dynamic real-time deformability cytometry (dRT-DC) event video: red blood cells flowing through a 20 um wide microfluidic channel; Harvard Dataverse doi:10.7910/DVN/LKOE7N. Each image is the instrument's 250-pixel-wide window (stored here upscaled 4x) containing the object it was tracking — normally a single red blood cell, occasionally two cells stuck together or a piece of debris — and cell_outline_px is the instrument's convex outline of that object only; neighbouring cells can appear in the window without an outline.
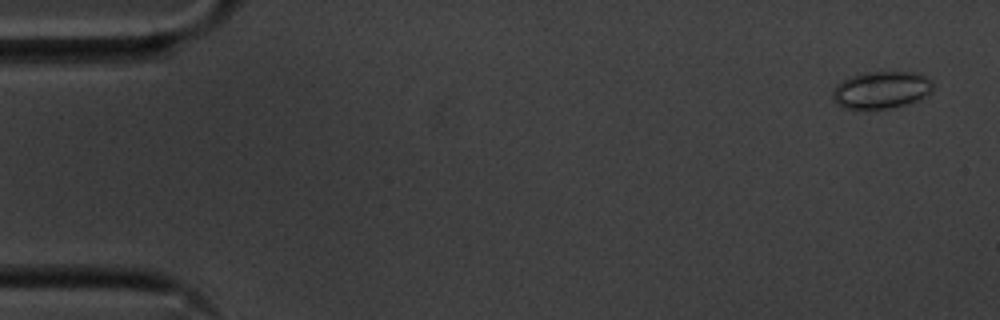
{"species": "common noctule bat (a hibernating species)", "species_latin": "Nyctalus noctula", "temperature_condition": "cold", "stored_images_in_passage": 56, "camera_frame_rate_fps": 3000, "um_per_image_px": 0.085, "animal": {"sex": "male", "body_mass_g": 20.1, "forearm_length_mm": 53.5}, "frame": {"image": 1, "passage_image": 3, "time_ms": 0.667, "image_size_px": [1000, 320], "cell_outline_px": [[932, 92], [916, 100], [896, 108], [844, 108], [836, 104], [832, 100], [832, 92], [836, 84], [860, 72], [920, 72], [932, 80]], "centroid_in_image_um": [74.91, 7.63], "position_along_channel_um": 10.1, "area_um2": 21.91}}
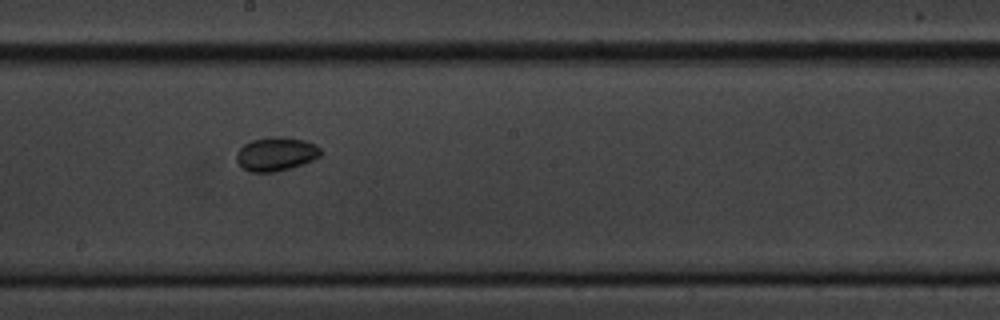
{"frame": {"image": 2, "passage_image": 31, "time_ms": 10.0, "image_size_px": [1000, 320], "cell_outline_px": [[324, 152], [320, 156], [312, 160], [276, 172], [252, 172], [244, 168], [236, 160], [236, 152], [244, 144], [252, 140], [272, 136], [284, 136], [304, 140], [316, 144]], "centroid_in_image_um": [23.48, 13.07], "position_along_channel_um": 224.7, "area_um2": 16.59}}
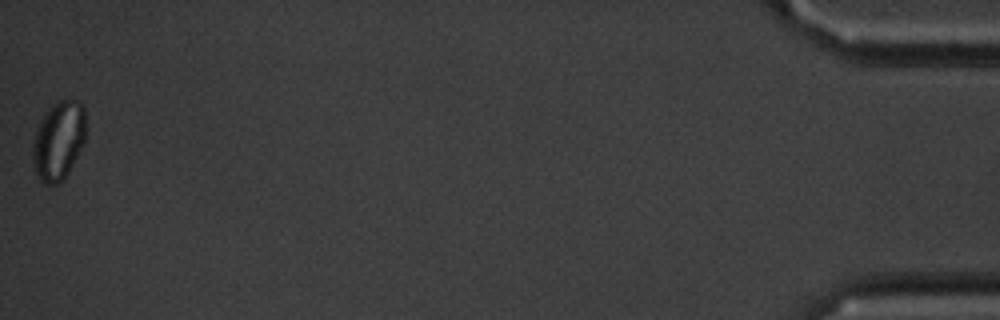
{"frame": {"image": 3, "passage_image": 56, "time_ms": 18.333, "image_size_px": [1000, 320], "cell_outline_px": [[84, 144], [68, 172], [56, 184], [44, 184], [36, 176], [32, 160], [32, 148], [36, 128], [40, 120], [52, 104], [60, 100], [80, 100], [84, 108]], "centroid_in_image_um": [4.95, 11.94], "position_along_channel_um": 430.2, "area_um2": 24.28}}